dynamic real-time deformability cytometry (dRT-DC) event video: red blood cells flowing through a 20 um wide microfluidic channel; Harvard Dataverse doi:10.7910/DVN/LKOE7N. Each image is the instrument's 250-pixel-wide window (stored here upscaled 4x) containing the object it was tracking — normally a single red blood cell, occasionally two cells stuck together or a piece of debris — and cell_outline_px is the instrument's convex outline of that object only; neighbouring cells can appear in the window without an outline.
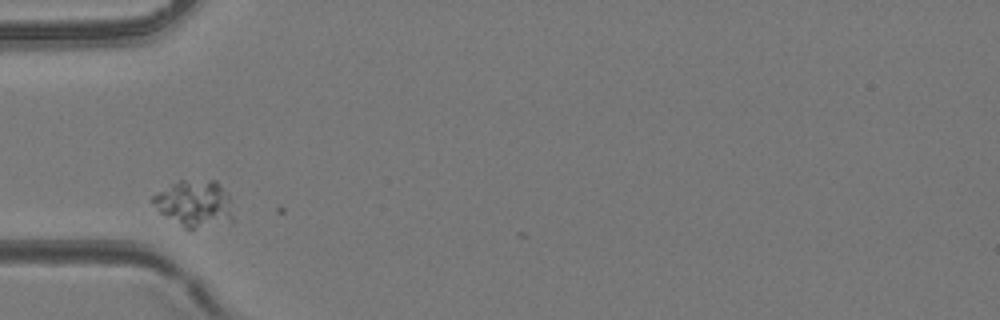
{"species": "common noctule bat (a hibernating species)", "species_latin": "Nyctalus noctula", "temperature_condition": "room temperature", "stored_images_in_passage": 3, "camera_frame_rate_fps": 3000, "um_per_image_px": 0.085, "animal": {"sex": "female", "body_mass_g": 24.6, "forearm_length_mm": 56.2}, "frame": {"image": 1, "passage_image": 3, "time_ms": 3.333, "image_size_px": [1000, 320], "cell_outline_px": [[236, 220], [192, 228], [184, 228], [160, 212], [148, 200], [152, 196], [172, 184], [180, 180], [216, 180], [220, 184], [228, 196]], "centroid_in_image_um": [16.53, 17.29], "position_along_channel_um": 68.5, "area_um2": 21.62}}